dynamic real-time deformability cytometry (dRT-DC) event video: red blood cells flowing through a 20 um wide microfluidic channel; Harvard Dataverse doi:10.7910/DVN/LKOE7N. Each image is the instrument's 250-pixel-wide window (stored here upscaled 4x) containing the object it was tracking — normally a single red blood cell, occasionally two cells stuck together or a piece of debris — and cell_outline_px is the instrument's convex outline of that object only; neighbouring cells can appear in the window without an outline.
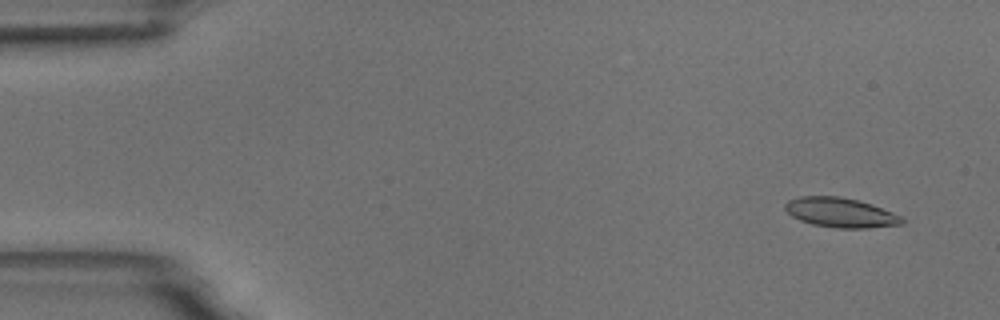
{"species": "common noctule bat (a hibernating species)", "species_latin": "Nyctalus noctula", "temperature_condition": "room temperature", "stored_images_in_passage": 11, "camera_frame_rate_fps": 3000, "um_per_image_px": 0.085, "animal": {"sex": "male", "body_mass_g": 18.8}, "frame": {"image": 1, "passage_image": 2, "time_ms": 1.0, "image_size_px": [1000, 320], "cell_outline_px": [[904, 224], [868, 228], [836, 228], [812, 224], [800, 220], [792, 216], [784, 208], [784, 204], [788, 200], [800, 196], [840, 196], [860, 200], [872, 204], [904, 216]], "centroid_in_image_um": [71.48, 18.06], "position_along_channel_um": 13.5, "area_um2": 20.46}}
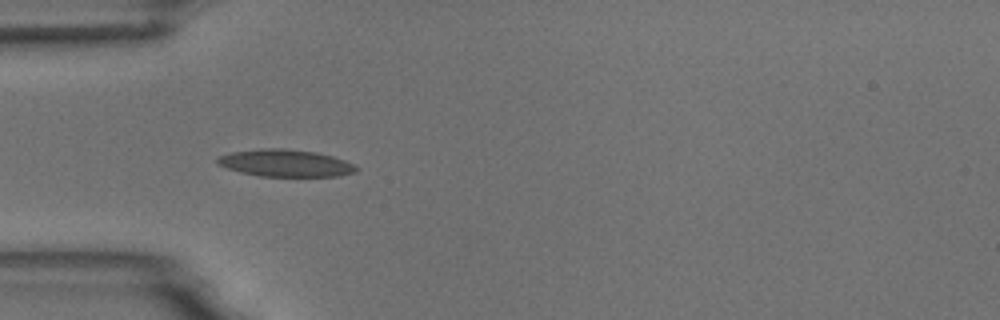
{"frame": {"image": 2, "passage_image": 5, "time_ms": 5.333, "image_size_px": [1000, 320], "cell_outline_px": [[360, 168], [356, 172], [340, 176], [260, 176], [240, 172], [216, 164], [216, 160], [220, 156], [232, 152], [260, 148], [284, 148], [316, 152], [332, 156], [344, 160]], "centroid_in_image_um": [24.27, 13.86], "position_along_channel_um": 60.7, "area_um2": 21.96}}
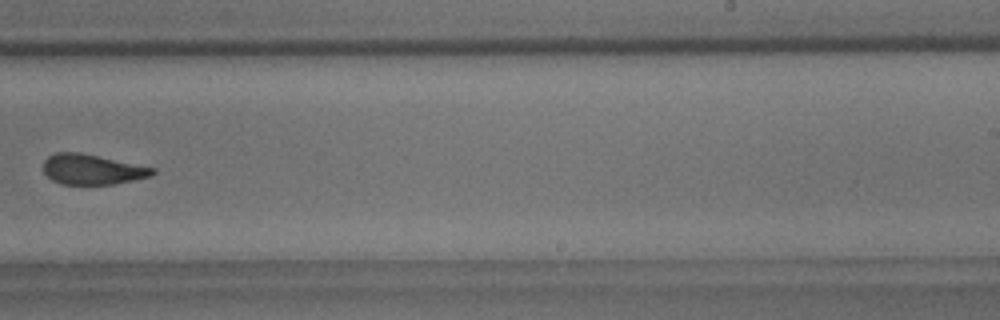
{"frame": {"image": 3, "passage_image": 10, "time_ms": 11.333, "image_size_px": [1000, 320], "cell_outline_px": [[156, 172], [152, 176], [116, 184], [60, 184], [52, 180], [44, 172], [44, 160], [48, 156], [56, 152], [80, 152], [156, 168]], "centroid_in_image_um": [7.85, 14.4], "position_along_channel_um": 281.1, "area_um2": 19.31}}